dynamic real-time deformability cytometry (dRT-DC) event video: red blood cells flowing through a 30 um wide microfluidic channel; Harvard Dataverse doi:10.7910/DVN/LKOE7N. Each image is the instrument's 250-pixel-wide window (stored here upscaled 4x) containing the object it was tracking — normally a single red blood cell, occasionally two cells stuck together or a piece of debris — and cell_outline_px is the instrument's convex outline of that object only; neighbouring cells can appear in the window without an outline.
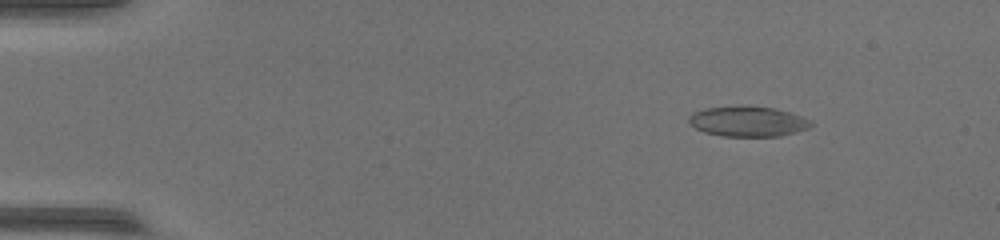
{"species": "common noctule bat (a hibernating species)", "species_latin": "Nyctalus noctula", "temperature_condition": "warm", "stored_images_in_passage": 52, "camera_frame_rate_fps": 3000, "um_per_image_px": 0.085, "animal": {"sex": "female", "body_mass_g": 17.0, "forearm_length_mm": 48.0}, "frame": {"image": 1, "passage_image": 7, "time_ms": 2.0, "image_size_px": [1000, 240], "cell_outline_px": [[812, 124], [808, 128], [780, 136], [724, 136], [704, 132], [696, 128], [688, 120], [688, 116], [692, 112], [704, 108], [772, 108], [788, 112], [812, 120]], "centroid_in_image_um": [63.56, 10.35], "position_along_channel_um": 21.4, "area_um2": 20.69}}
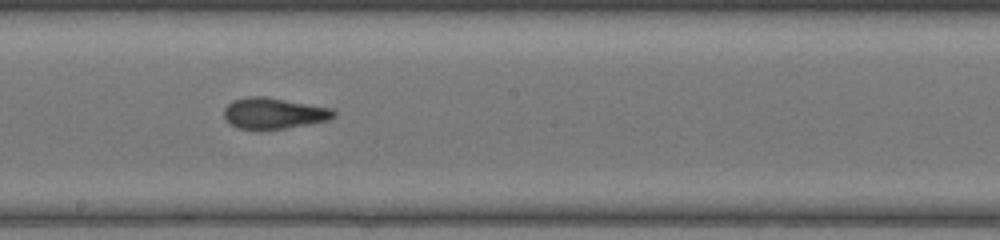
{"frame": {"image": 2, "passage_image": 30, "time_ms": 9.667, "image_size_px": [1000, 240], "cell_outline_px": [[336, 116], [328, 120], [284, 128], [236, 128], [228, 124], [224, 116], [224, 108], [232, 100], [248, 96], [264, 96], [332, 108], [336, 112]], "centroid_in_image_um": [23.24, 9.61], "position_along_channel_um": 225.0, "area_um2": 19.65}}
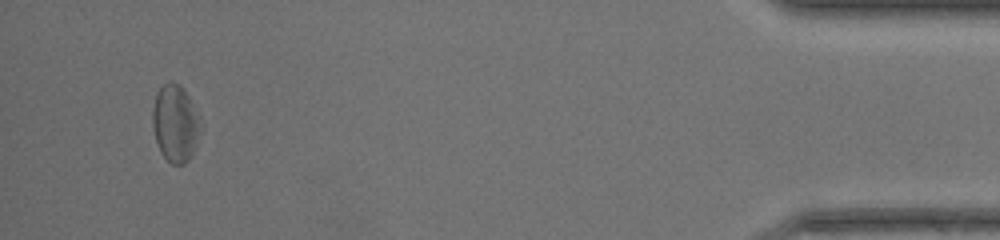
{"frame": {"image": 3, "passage_image": 50, "time_ms": 16.333, "image_size_px": [1000, 240], "cell_outline_px": [[200, 124], [196, 144], [192, 156], [184, 164], [172, 164], [160, 152], [156, 140], [152, 124], [152, 108], [156, 92], [168, 80], [180, 84], [184, 88], [188, 96]], "centroid_in_image_um": [14.86, 10.47], "position_along_channel_um": 420.3, "area_um2": 21.27}}